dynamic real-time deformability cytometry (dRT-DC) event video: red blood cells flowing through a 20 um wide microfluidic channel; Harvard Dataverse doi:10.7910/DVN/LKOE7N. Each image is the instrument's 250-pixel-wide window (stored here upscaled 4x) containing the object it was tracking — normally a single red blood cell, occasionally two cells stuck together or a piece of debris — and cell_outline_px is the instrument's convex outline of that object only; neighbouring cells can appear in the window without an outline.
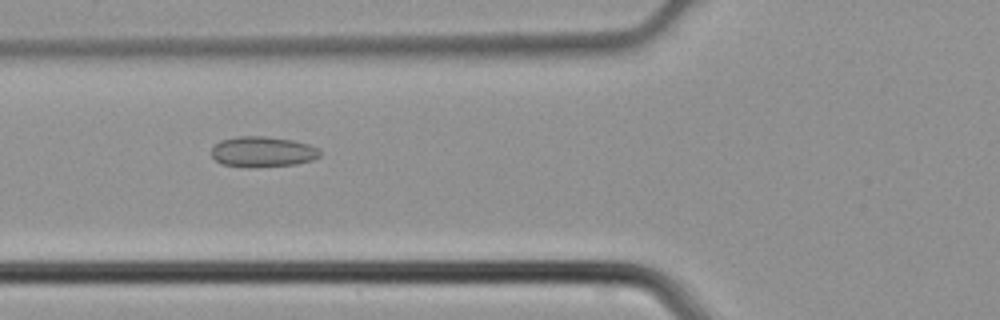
{"species": "common noctule bat (a hibernating species)", "species_latin": "Nyctalus noctula", "temperature_condition": "cold", "stored_images_in_passage": 23, "camera_frame_rate_fps": 3000, "um_per_image_px": 0.085, "animal": {"sex": "male", "body_mass_g": 21.5, "forearm_length_mm": 52.0}, "frame": {"image": 1, "passage_image": 4, "time_ms": 1.0, "image_size_px": [1000, 320], "cell_outline_px": [[320, 156], [312, 160], [296, 164], [248, 168], [220, 164], [212, 156], [212, 148], [220, 140], [236, 136], [264, 136], [292, 140], [308, 144], [320, 148]], "centroid_in_image_um": [22.32, 12.9], "position_along_channel_um": 103.5, "area_um2": 19.48}}
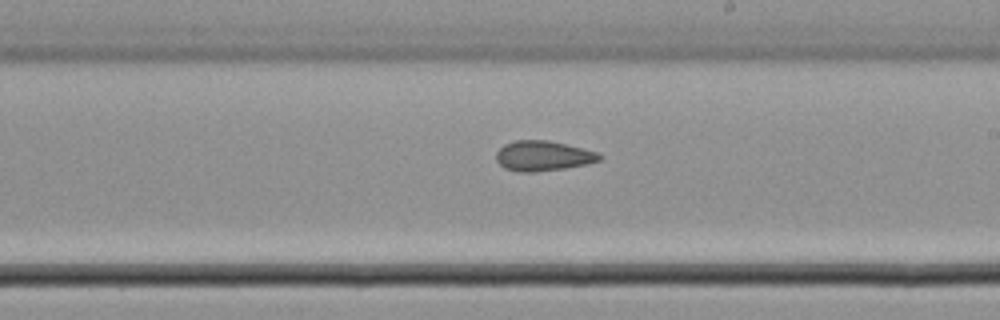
{"frame": {"image": 2, "passage_image": 13, "time_ms": 4.0, "image_size_px": [1000, 320], "cell_outline_px": [[604, 156], [600, 160], [584, 164], [564, 168], [532, 172], [520, 172], [504, 168], [496, 160], [496, 152], [504, 144], [516, 140], [548, 140], [596, 152]], "centroid_in_image_um": [46.12, 13.25], "position_along_channel_um": 242.9, "area_um2": 17.86}}
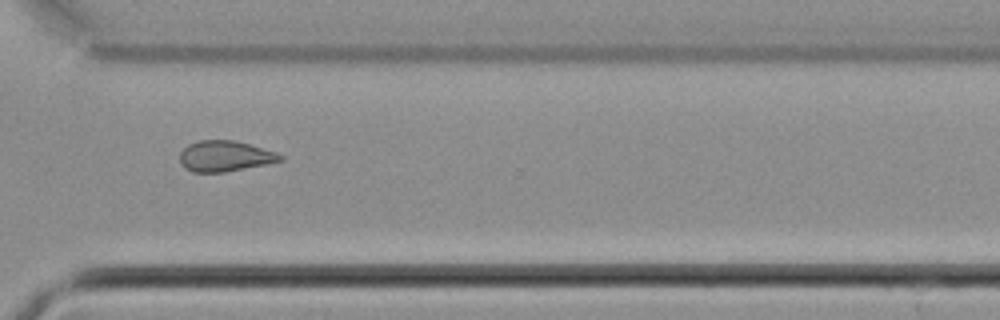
{"frame": {"image": 3, "passage_image": 20, "time_ms": 6.333, "image_size_px": [1000, 320], "cell_outline_px": [[284, 160], [268, 164], [224, 172], [192, 172], [184, 168], [180, 164], [180, 152], [188, 144], [200, 140], [232, 140], [248, 144], [276, 152], [284, 156]], "centroid_in_image_um": [19.11, 13.28], "position_along_channel_um": 351.5, "area_um2": 18.03}}